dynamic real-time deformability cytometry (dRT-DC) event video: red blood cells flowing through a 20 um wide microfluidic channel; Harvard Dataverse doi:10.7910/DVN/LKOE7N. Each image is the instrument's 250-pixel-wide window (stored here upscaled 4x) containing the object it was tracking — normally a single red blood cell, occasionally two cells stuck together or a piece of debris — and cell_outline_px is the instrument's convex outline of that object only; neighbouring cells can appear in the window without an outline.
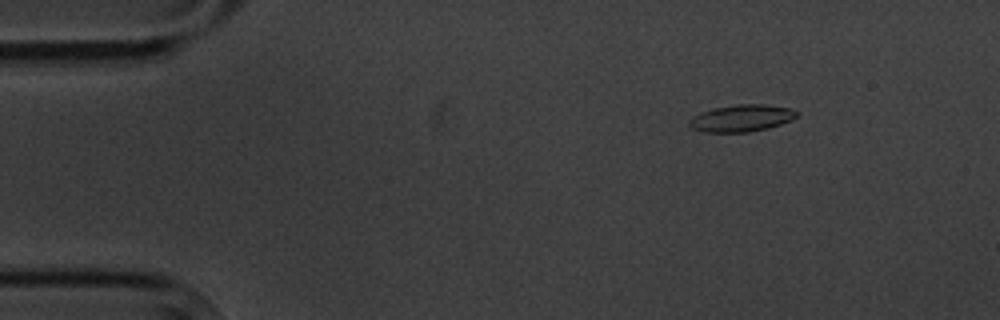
{"species": "common noctule bat (a hibernating species)", "species_latin": "Nyctalus noctula", "temperature_condition": "cold", "stored_images_in_passage": 7, "camera_frame_rate_fps": 3000, "um_per_image_px": 0.085, "animal": {"sex": "male", "body_mass_g": 20.1, "forearm_length_mm": 53.5}, "frame": {"image": 1, "passage_image": 1, "time_ms": 0.0, "image_size_px": [1000, 320], "cell_outline_px": [[796, 116], [780, 124], [768, 128], [748, 132], [704, 132], [692, 128], [688, 124], [688, 120], [692, 116], [700, 112], [712, 108], [736, 104], [764, 104], [792, 108], [796, 112]], "centroid_in_image_um": [62.96, 10.03], "position_along_channel_um": 22.0, "area_um2": 16.88}}
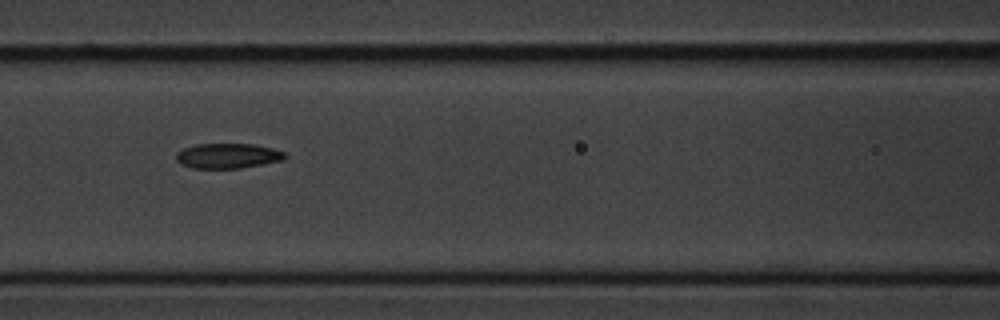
{"frame": {"image": 2, "passage_image": 6, "time_ms": 5.667, "image_size_px": [1000, 320], "cell_outline_px": [[288, 156], [284, 160], [240, 168], [192, 168], [180, 164], [176, 160], [176, 152], [184, 148], [196, 144], [256, 144], [272, 148], [284, 152]], "centroid_in_image_um": [19.36, 13.24], "position_along_channel_um": 147.2, "area_um2": 15.95}}
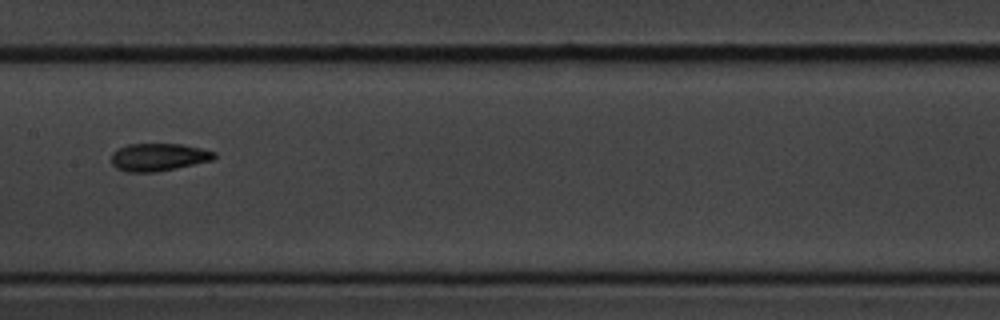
{"frame": {"image": 3, "passage_image": 7, "time_ms": 7.0, "image_size_px": [1000, 320], "cell_outline_px": [[216, 156], [212, 160], [176, 168], [156, 172], [128, 172], [116, 168], [112, 164], [112, 152], [128, 144], [180, 144], [200, 148], [216, 152]], "centroid_in_image_um": [13.46, 13.36], "position_along_channel_um": 193.9, "area_um2": 16.47}}